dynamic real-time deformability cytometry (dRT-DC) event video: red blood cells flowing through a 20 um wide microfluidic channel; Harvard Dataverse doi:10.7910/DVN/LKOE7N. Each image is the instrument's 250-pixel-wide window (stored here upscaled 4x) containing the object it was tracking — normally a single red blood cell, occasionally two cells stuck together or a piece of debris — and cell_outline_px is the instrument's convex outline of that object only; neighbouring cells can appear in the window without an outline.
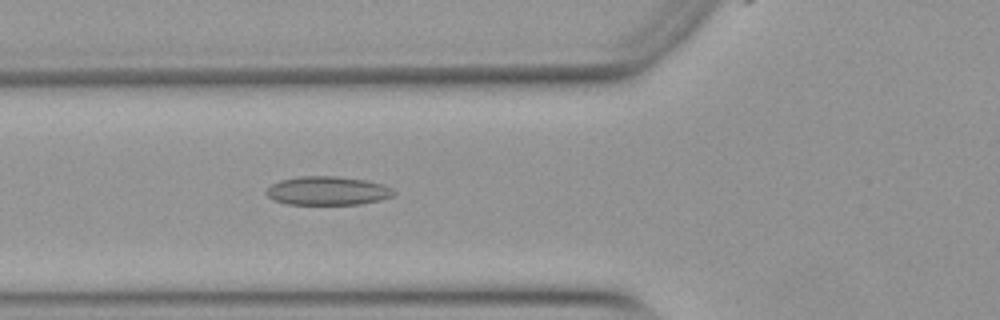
{"species": "Egyptian fruit bat (a non-hibernating species)", "species_latin": "Rousettus aegyptiacus", "temperature_condition": "warm", "stored_images_in_passage": 32, "camera_frame_rate_fps": 3000, "um_per_image_px": 0.085, "animal": {"sex": "female"}, "frame": {"image": 1, "passage_image": 10, "time_ms": 3.0, "image_size_px": [1000, 320], "cell_outline_px": [[396, 192], [392, 196], [380, 200], [360, 204], [284, 204], [272, 200], [264, 192], [272, 184], [280, 180], [300, 176], [336, 176], [368, 180], [392, 188]], "centroid_in_image_um": [27.82, 16.21], "position_along_channel_um": 98.0, "area_um2": 21.39}}
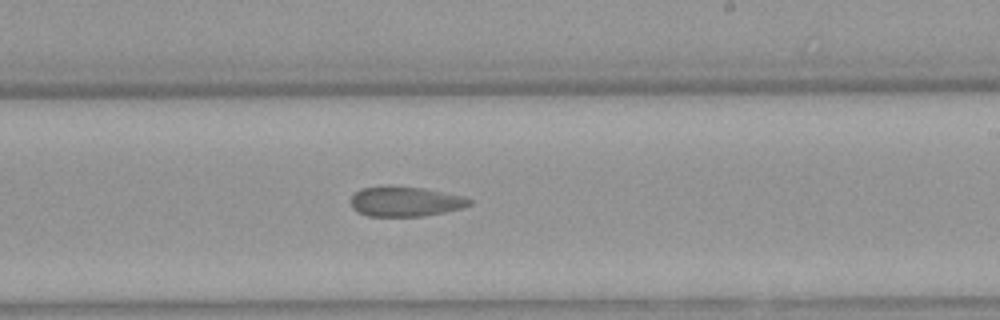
{"frame": {"image": 2, "passage_image": 22, "time_ms": 7.0, "image_size_px": [1000, 320], "cell_outline_px": [[472, 204], [460, 208], [444, 212], [424, 216], [368, 216], [356, 212], [352, 208], [352, 196], [360, 188], [380, 184], [388, 184], [424, 188], [464, 196], [472, 200]], "centroid_in_image_um": [34.41, 17.1], "position_along_channel_um": 254.6, "area_um2": 21.15}}
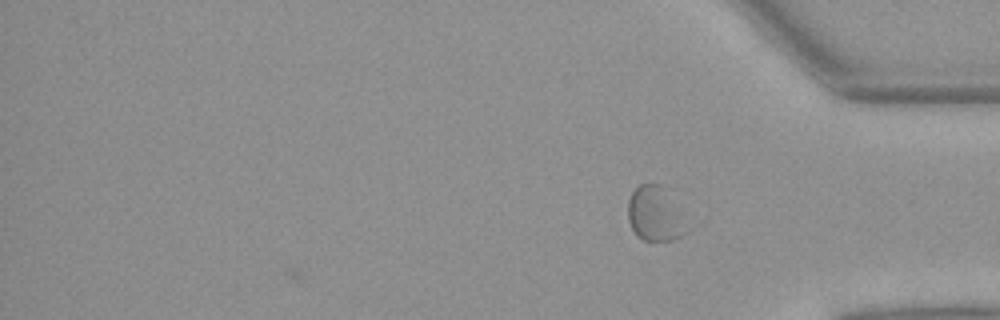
{"frame": {"image": 3, "passage_image": 32, "time_ms": 10.333, "image_size_px": [1000, 320], "cell_outline_px": [[692, 228], [688, 232], [672, 240], [644, 240], [636, 236], [628, 220], [628, 200], [632, 192], [640, 184], [660, 184]], "centroid_in_image_um": [55.7, 18.23], "position_along_channel_um": 379.5, "area_um2": 18.67}, "authors_computed_cell_mechanics": {"area_um2": 21.5305, "velocity_mm_per_s": 3.9353, "shape_relaxation_time_tau1_ms": null, "shape_relaxation_time_tau2_ms": 1.7222, "deformation_change_tau1": null, "deformation_change_tau2": 0.0522}}